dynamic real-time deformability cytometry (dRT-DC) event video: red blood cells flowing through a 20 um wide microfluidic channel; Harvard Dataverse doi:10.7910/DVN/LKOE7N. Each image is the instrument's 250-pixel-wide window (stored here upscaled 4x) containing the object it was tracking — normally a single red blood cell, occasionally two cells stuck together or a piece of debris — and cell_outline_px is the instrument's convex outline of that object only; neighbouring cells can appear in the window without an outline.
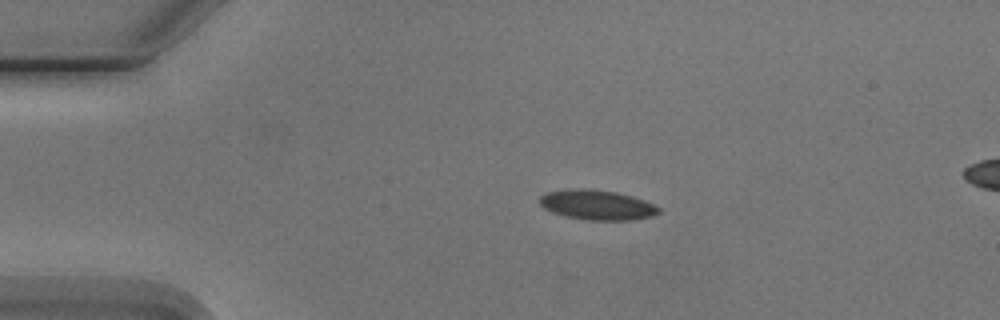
{"species": "Egyptian fruit bat (a non-hibernating species)", "species_latin": "Rousettus aegyptiacus", "temperature_condition": "cold", "stored_images_in_passage": 5, "camera_frame_rate_fps": 3000, "um_per_image_px": 0.085, "animal": {"sex": "male"}, "frame": {"image": 1, "passage_image": 3, "time_ms": 2.0, "image_size_px": [1000, 320], "cell_outline_px": [[660, 212], [652, 216], [628, 220], [588, 220], [568, 216], [552, 212], [544, 208], [540, 204], [540, 196], [548, 192], [564, 188], [588, 188], [616, 192], [632, 196], [644, 200], [660, 208]], "centroid_in_image_um": [50.73, 17.4], "position_along_channel_um": 34.3, "area_um2": 20.69}}